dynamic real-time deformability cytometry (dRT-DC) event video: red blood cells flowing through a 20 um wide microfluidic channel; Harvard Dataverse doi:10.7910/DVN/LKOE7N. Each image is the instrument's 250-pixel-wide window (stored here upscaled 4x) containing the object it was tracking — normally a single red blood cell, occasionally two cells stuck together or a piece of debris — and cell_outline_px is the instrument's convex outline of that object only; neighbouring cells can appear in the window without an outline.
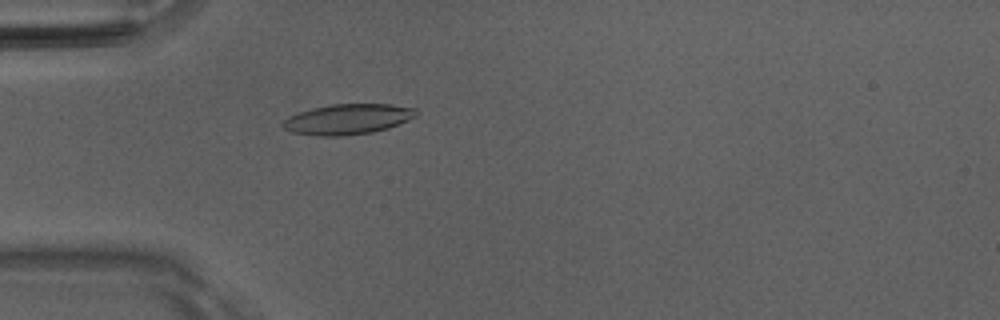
{"species": "Egyptian fruit bat (a non-hibernating species)", "species_latin": "Rousettus aegyptiacus", "temperature_condition": "room temperature", "stored_images_in_passage": 44, "camera_frame_rate_fps": 3000, "um_per_image_px": 0.085, "animal": {"sex": "male"}, "frame": {"image": 1, "passage_image": 9, "time_ms": 2.667, "image_size_px": [1000, 320], "cell_outline_px": [[420, 112], [416, 116], [408, 120], [388, 128], [372, 132], [344, 136], [316, 136], [292, 132], [284, 128], [280, 124], [288, 116], [312, 108], [332, 104], [392, 104], [416, 108]], "centroid_in_image_um": [29.57, 10.13], "position_along_channel_um": 55.4, "area_um2": 23.76}}
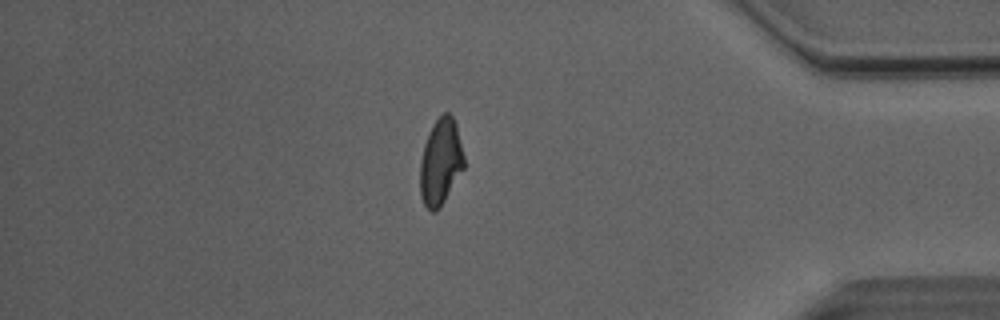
{"frame": {"image": 2, "passage_image": 37, "time_ms": 12.0, "image_size_px": [1000, 320], "cell_outline_px": [[464, 168], [440, 208], [436, 212], [432, 212], [424, 204], [420, 196], [420, 160], [424, 144], [432, 124], [444, 112], [448, 112], [452, 116], [456, 124], [464, 156]], "centroid_in_image_um": [37.44, 13.77], "position_along_channel_um": 397.8, "area_um2": 22.14}}
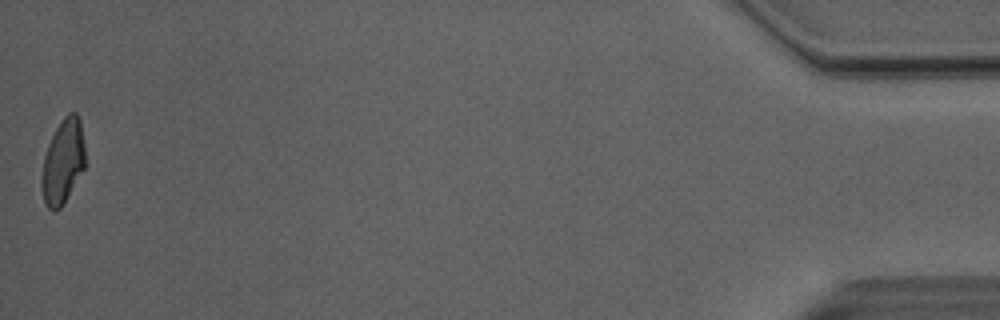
{"frame": {"image": 3, "passage_image": 44, "time_ms": 14.333, "image_size_px": [1000, 320], "cell_outline_px": [[84, 168], [64, 204], [60, 208], [52, 212], [44, 204], [40, 184], [40, 180], [44, 156], [48, 144], [56, 128], [64, 116], [68, 112], [76, 112], [80, 120], [84, 144]], "centroid_in_image_um": [5.32, 13.77], "position_along_channel_um": 429.9, "area_um2": 21.56}, "authors_computed_cell_mechanics": {"area_um2": 22.542, "velocity_mm_per_s": 4.1037, "shape_relaxation_time_tau1_ms": 9.2305, "shape_relaxation_time_tau2_ms": 1.7313, "deformation_change_tau1": 0.2472, "deformation_change_tau2": 0.0848}}